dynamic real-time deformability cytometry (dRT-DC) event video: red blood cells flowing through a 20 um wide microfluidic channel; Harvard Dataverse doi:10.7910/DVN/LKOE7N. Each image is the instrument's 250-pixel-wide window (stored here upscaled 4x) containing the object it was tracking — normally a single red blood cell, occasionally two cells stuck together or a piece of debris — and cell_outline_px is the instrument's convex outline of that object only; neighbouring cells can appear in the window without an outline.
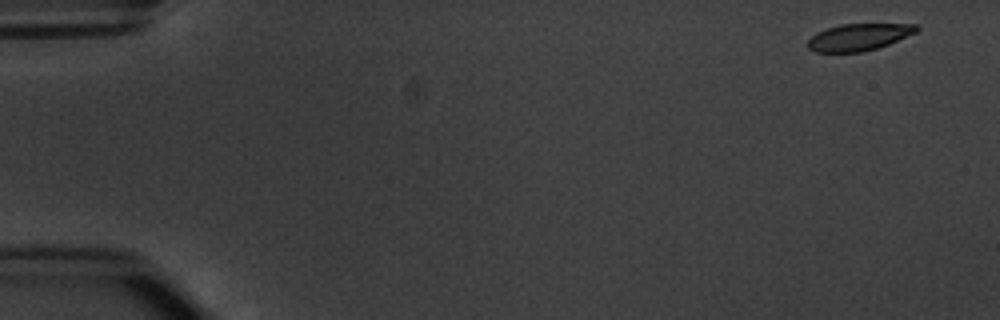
{"species": "common noctule bat (a hibernating species)", "species_latin": "Nyctalus noctula", "temperature_condition": "warm", "stored_images_in_passage": 7, "camera_frame_rate_fps": 3000, "um_per_image_px": 0.085, "animal": {"sex": "male", "body_mass_g": 20.1, "forearm_length_mm": 53.5}, "frame": {"image": 1, "passage_image": 1, "time_ms": 0.0, "image_size_px": [1000, 320], "cell_outline_px": [[920, 28], [916, 32], [888, 44], [876, 48], [860, 52], [816, 52], [808, 48], [808, 40], [816, 32], [840, 24], [916, 24]], "centroid_in_image_um": [72.98, 3.15], "position_along_channel_um": 12.0, "area_um2": 16.88}}
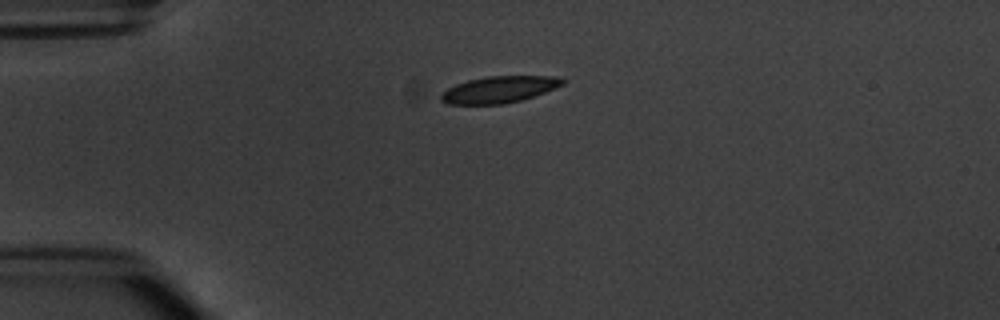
{"frame": {"image": 2, "passage_image": 4, "time_ms": 3.667, "image_size_px": [1000, 320], "cell_outline_px": [[564, 84], [544, 92], [520, 100], [504, 104], [448, 104], [440, 100], [440, 92], [456, 84], [468, 80], [488, 76], [552, 76], [564, 80]], "centroid_in_image_um": [42.36, 7.61], "position_along_channel_um": 42.6, "area_um2": 18.67}}
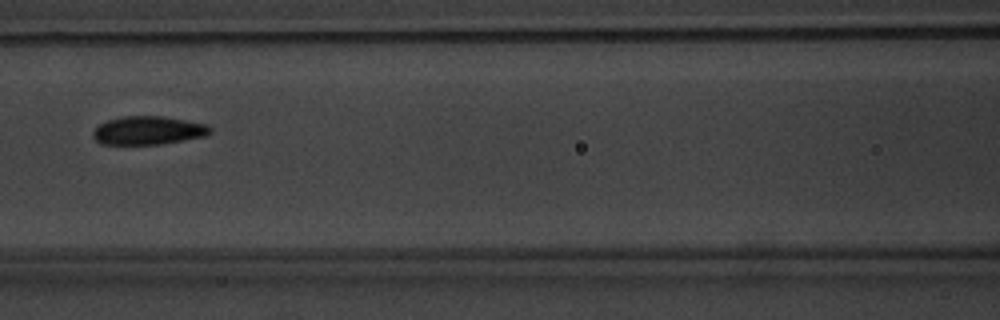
{"frame": {"image": 3, "passage_image": 7, "time_ms": 7.333, "image_size_px": [1000, 320], "cell_outline_px": [[212, 132], [204, 136], [184, 140], [160, 144], [100, 144], [92, 136], [92, 132], [100, 124], [108, 120], [124, 116], [164, 116], [208, 124], [212, 128]], "centroid_in_image_um": [12.62, 11.08], "position_along_channel_um": 154.0, "area_um2": 19.42}}